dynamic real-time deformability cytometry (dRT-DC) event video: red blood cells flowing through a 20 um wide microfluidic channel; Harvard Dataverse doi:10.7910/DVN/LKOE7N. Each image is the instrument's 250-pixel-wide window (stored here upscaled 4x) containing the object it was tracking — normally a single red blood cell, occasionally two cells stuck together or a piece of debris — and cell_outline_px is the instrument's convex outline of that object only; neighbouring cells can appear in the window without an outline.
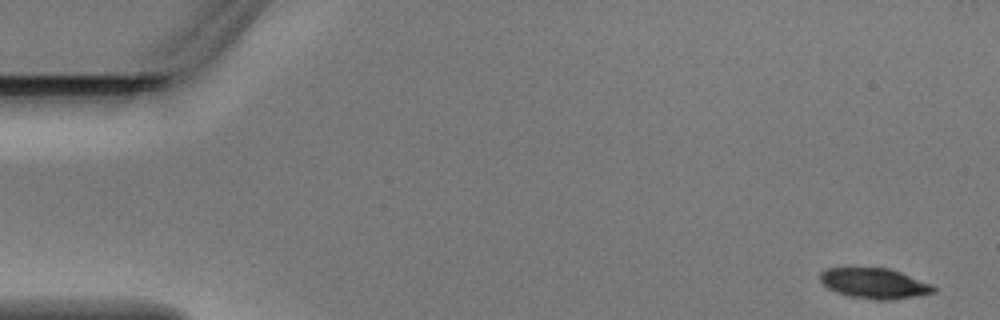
{"species": "Egyptian fruit bat (a non-hibernating species)", "species_latin": "Rousettus aegyptiacus", "temperature_condition": "warm", "stored_images_in_passage": 4, "camera_frame_rate_fps": 3000, "um_per_image_px": 0.085, "animal": {"sex": "male"}, "frame": {"image": 1, "passage_image": 1, "time_ms": 0.0, "image_size_px": [1000, 320], "cell_outline_px": [[936, 292], [916, 296], [884, 300], [876, 300], [848, 296], [836, 292], [828, 288], [820, 280], [820, 272], [828, 268], [852, 264], [888, 268], [900, 272], [932, 284], [936, 288]], "centroid_in_image_um": [74.26, 24.03], "position_along_channel_um": 10.7, "area_um2": 20.81}}